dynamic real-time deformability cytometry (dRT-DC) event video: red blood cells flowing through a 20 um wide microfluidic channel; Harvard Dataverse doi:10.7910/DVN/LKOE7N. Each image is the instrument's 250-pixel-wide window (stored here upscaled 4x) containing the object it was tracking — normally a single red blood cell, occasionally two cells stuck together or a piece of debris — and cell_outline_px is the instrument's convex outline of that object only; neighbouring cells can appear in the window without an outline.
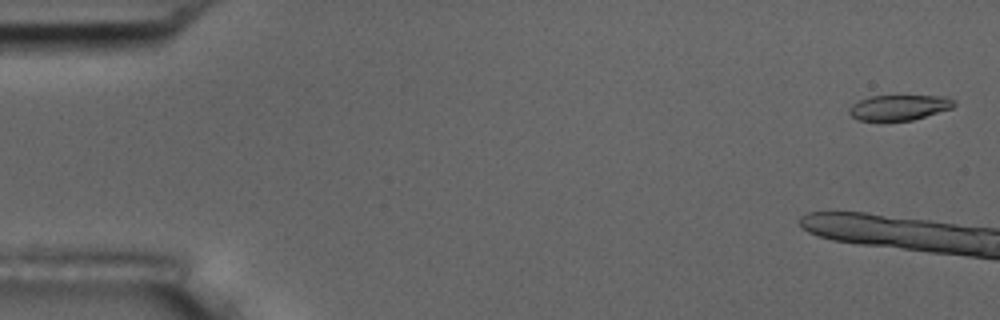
{"species": "common noctule bat (a hibernating species)", "species_latin": "Nyctalus noctula", "temperature_condition": "room temperature", "stored_images_in_passage": 4, "camera_frame_rate_fps": 3000, "um_per_image_px": 0.085, "animal": {"sex": "male", "body_mass_g": 17.5, "forearm_length_mm": 52.3}, "frame": {"image": 1, "passage_image": 1, "time_ms": 0.0, "image_size_px": [1000, 320], "cell_outline_px": [[956, 104], [952, 108], [912, 120], [880, 124], [856, 120], [848, 112], [848, 108], [852, 104], [860, 100], [872, 96], [948, 96], [956, 100]], "centroid_in_image_um": [76.37, 9.18], "position_along_channel_um": 8.6, "area_um2": 16.24}}